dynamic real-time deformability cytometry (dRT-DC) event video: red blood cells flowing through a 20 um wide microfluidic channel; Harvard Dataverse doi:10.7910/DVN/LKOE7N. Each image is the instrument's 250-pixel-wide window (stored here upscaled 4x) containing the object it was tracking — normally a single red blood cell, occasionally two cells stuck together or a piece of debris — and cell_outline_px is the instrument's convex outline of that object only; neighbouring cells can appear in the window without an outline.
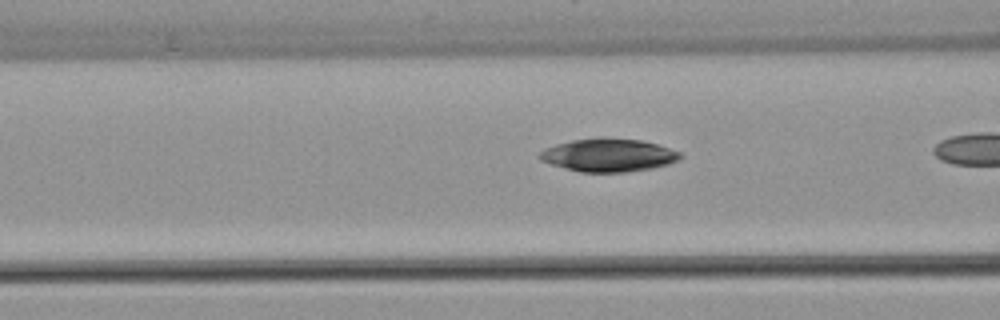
{"species": "common noctule bat (a hibernating species)", "species_latin": "Nyctalus noctula", "temperature_condition": "warm", "stored_images_in_passage": 9, "camera_frame_rate_fps": 3000, "um_per_image_px": 0.085, "animal": {"sex": "female", "body_mass_g": 22.7, "forearm_length_mm": 54.2}, "frame": {"image": 1, "passage_image": 6, "time_ms": 1.667, "image_size_px": [1000, 320], "cell_outline_px": [[684, 156], [680, 160], [668, 164], [652, 168], [624, 172], [580, 172], [552, 164], [540, 160], [536, 156], [544, 148], [556, 144], [572, 140], [600, 136], [604, 136], [640, 140], [656, 144], [680, 152]], "centroid_in_image_um": [51.71, 13.17], "position_along_channel_um": 114.9, "area_um2": 27.34}}